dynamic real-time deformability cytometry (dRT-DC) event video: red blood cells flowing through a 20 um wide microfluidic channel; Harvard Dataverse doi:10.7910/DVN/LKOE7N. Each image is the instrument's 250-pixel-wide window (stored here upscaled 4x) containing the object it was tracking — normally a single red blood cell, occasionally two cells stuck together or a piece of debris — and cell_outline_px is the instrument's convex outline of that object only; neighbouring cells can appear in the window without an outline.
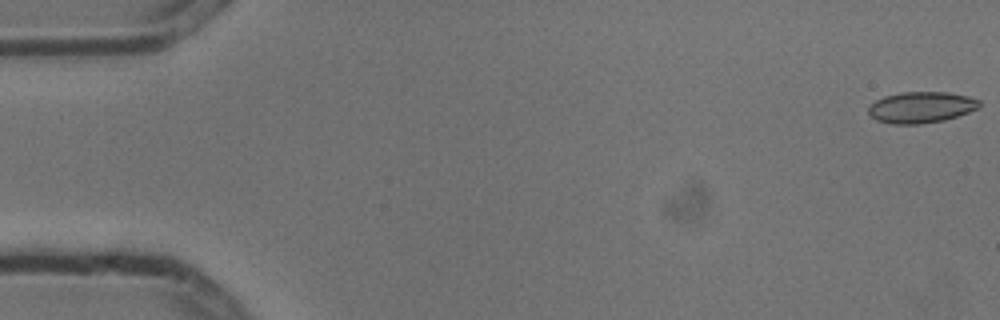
{"species": "common noctule bat (a hibernating species)", "species_latin": "Nyctalus noctula", "temperature_condition": "cold", "stored_images_in_passage": 5, "camera_frame_rate_fps": 3000, "um_per_image_px": 0.085, "animal": {"sex": "male", "body_mass_g": 13.3}, "frame": {"image": 1, "passage_image": 1, "time_ms": 0.0, "image_size_px": [1000, 320], "cell_outline_px": [[980, 108], [944, 120], [920, 124], [892, 124], [876, 120], [868, 112], [868, 108], [876, 100], [884, 96], [900, 92], [948, 92], [968, 96], [980, 100]], "centroid_in_image_um": [78.31, 9.12], "position_along_channel_um": 6.7, "area_um2": 20.17}}
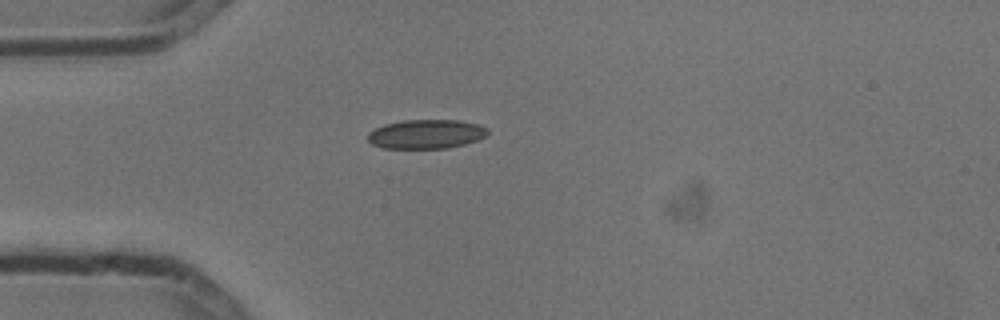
{"frame": {"image": 2, "passage_image": 5, "time_ms": 1.333, "image_size_px": [1000, 320], "cell_outline_px": [[488, 132], [484, 136], [476, 140], [464, 144], [448, 148], [384, 148], [372, 144], [368, 140], [368, 132], [384, 124], [404, 120], [456, 120], [476, 124], [488, 128]], "centroid_in_image_um": [36.19, 11.4], "position_along_channel_um": 48.8, "area_um2": 20.17}}